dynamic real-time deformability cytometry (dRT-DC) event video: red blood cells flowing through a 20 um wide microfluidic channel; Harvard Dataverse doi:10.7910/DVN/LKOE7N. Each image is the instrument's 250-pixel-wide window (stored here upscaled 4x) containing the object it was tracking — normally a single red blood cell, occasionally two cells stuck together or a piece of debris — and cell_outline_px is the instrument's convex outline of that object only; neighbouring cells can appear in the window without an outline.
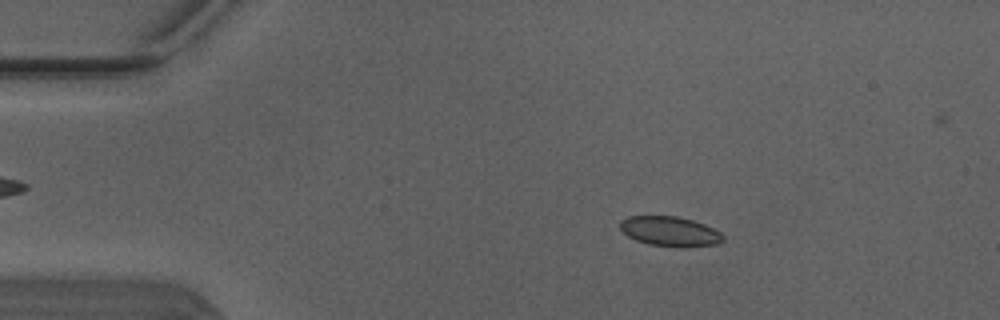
{"species": "Egyptian fruit bat (a non-hibernating species)", "species_latin": "Rousettus aegyptiacus", "temperature_condition": "warm", "stored_images_in_passage": 43, "camera_frame_rate_fps": 3000, "um_per_image_px": 0.085, "animal": {"sex": "male"}, "frame": {"image": 1, "passage_image": 2, "time_ms": 0.333, "image_size_px": [1000, 320], "cell_outline_px": [[724, 240], [716, 244], [684, 248], [648, 244], [636, 240], [628, 236], [620, 228], [620, 220], [628, 216], [676, 216], [692, 220], [704, 224], [720, 232], [724, 236]], "centroid_in_image_um": [56.95, 19.67], "position_along_channel_um": 28.1, "area_um2": 17.92}}
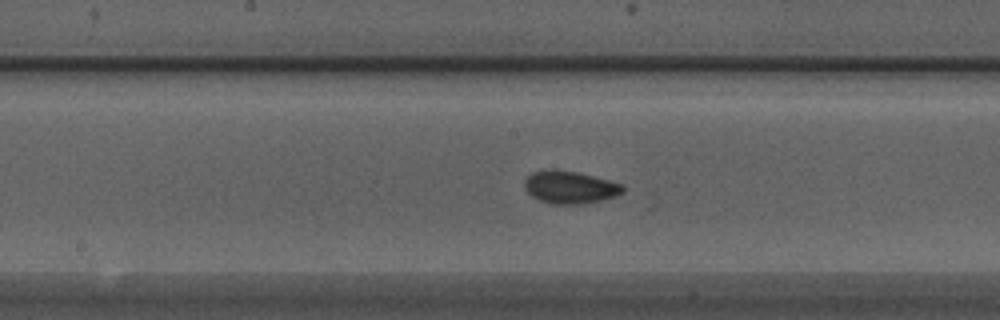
{"frame": {"image": 2, "passage_image": 19, "time_ms": 6.0, "image_size_px": [1000, 320], "cell_outline_px": [[624, 192], [616, 196], [584, 204], [552, 204], [540, 200], [532, 196], [524, 188], [524, 180], [532, 172], [552, 168], [556, 168], [576, 172], [624, 184]], "centroid_in_image_um": [48.43, 15.91], "position_along_channel_um": 199.8, "area_um2": 18.79}}
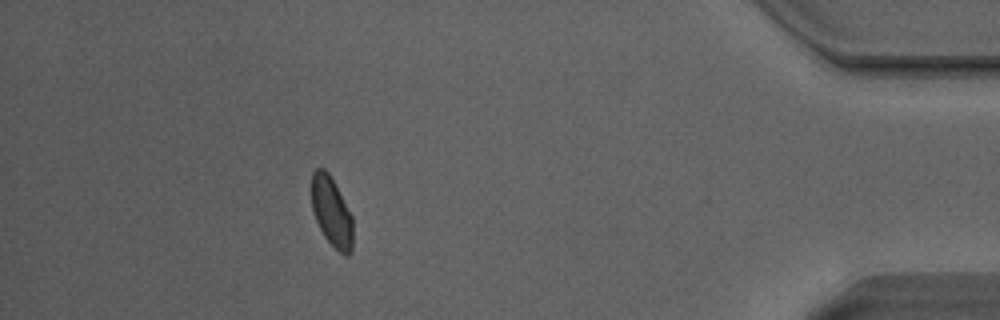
{"frame": {"image": 3, "passage_image": 38, "time_ms": 12.333, "image_size_px": [1000, 320], "cell_outline_px": [[352, 252], [348, 256], [344, 256], [324, 236], [312, 212], [312, 172], [316, 168], [324, 168], [328, 172], [352, 216]], "centroid_in_image_um": [28.18, 18.01], "position_along_channel_um": 407.0, "area_um2": 16.53}, "authors_computed_cell_mechanics": {"area_um2": 17.8024, "velocity_mm_per_s": 4.1139, "shape_relaxation_time_tau1_ms": 2.4787, "shape_relaxation_time_tau2_ms": 1.4051, "deformation_change_tau1": 0.0615, "deformation_change_tau2": 0.0485}}